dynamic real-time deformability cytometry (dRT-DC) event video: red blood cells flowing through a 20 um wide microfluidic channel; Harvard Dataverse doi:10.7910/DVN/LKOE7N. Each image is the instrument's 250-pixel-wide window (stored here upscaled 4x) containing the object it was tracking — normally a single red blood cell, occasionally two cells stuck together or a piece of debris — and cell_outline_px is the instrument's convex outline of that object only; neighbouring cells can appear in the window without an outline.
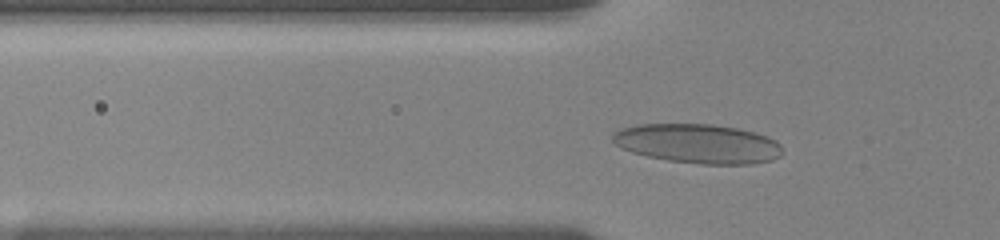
{"species": "human", "species_latin": "Homo sapiens", "temperature_condition": "room temperature", "stored_images_in_passage": 23, "camera_frame_rate_fps": 3000, "um_per_image_px": 0.085, "donor": {"sex": "female"}, "frame": {"image": 1, "passage_image": 7, "time_ms": 2.333, "image_size_px": [1000, 240], "cell_outline_px": [[784, 152], [780, 156], [772, 160], [752, 164], [704, 164], [668, 160], [648, 156], [632, 152], [620, 148], [612, 140], [612, 136], [616, 132], [624, 128], [640, 124], [712, 124], [740, 128], [768, 136], [776, 140], [780, 144]], "centroid_in_image_um": [59.38, 12.21], "position_along_channel_um": 66.4, "area_um2": 38.96}}
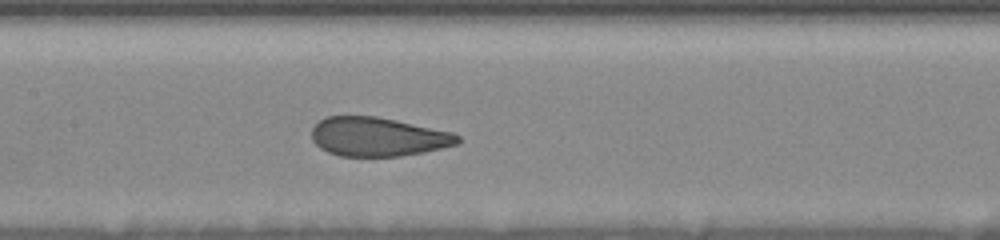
{"frame": {"image": 2, "passage_image": 16, "time_ms": 5.333, "image_size_px": [1000, 240], "cell_outline_px": [[460, 140], [456, 144], [424, 152], [400, 156], [340, 156], [328, 152], [320, 148], [312, 140], [312, 128], [324, 116], [376, 116], [396, 120], [452, 132], [460, 136]], "centroid_in_image_um": [32.09, 11.62], "position_along_channel_um": 175.3, "area_um2": 33.06}}
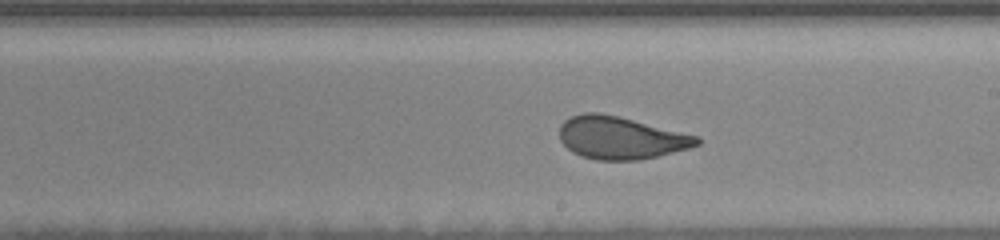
{"frame": {"image": 3, "passage_image": 21, "time_ms": 7.0, "image_size_px": [1000, 240], "cell_outline_px": [[700, 144], [688, 148], [640, 160], [596, 160], [580, 156], [572, 152], [560, 140], [560, 124], [564, 120], [572, 116], [584, 112], [600, 112], [620, 116], [700, 136]], "centroid_in_image_um": [52.75, 11.7], "position_along_channel_um": 236.2, "area_um2": 34.28}}